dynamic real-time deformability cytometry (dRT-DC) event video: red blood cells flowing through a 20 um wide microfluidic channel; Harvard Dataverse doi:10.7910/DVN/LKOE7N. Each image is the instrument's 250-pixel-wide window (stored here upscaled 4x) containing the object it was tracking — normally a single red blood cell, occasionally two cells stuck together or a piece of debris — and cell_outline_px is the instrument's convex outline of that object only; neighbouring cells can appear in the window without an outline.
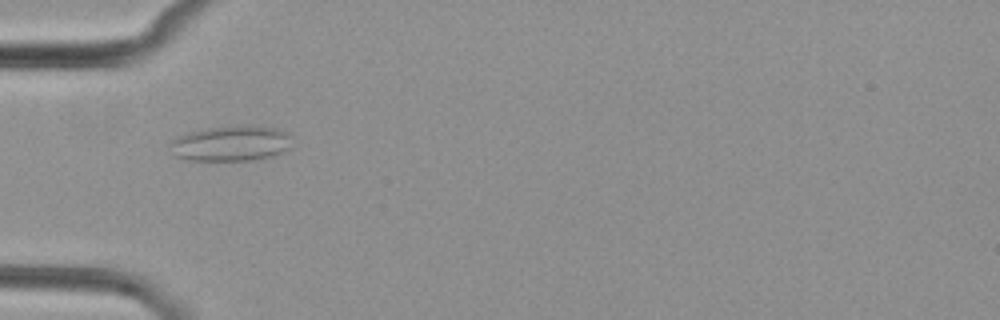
{"species": "common noctule bat (a hibernating species)", "species_latin": "Nyctalus noctula", "temperature_condition": "cold", "stored_images_in_passage": 9, "camera_frame_rate_fps": 3000, "um_per_image_px": 0.085, "animal": {"sex": "female", "body_mass_g": 29.2, "forearm_length_mm": 56.3}, "frame": {"image": 1, "passage_image": 4, "time_ms": 4.667, "image_size_px": [1000, 320], "cell_outline_px": [[292, 136], [288, 148], [272, 156], [252, 160], [188, 160], [176, 156], [172, 144], [172, 140], [176, 136], [184, 132], [208, 128], [252, 124], [276, 128], [288, 132]], "centroid_in_image_um": [19.66, 12.16], "position_along_channel_um": 65.3, "area_um2": 25.2}}
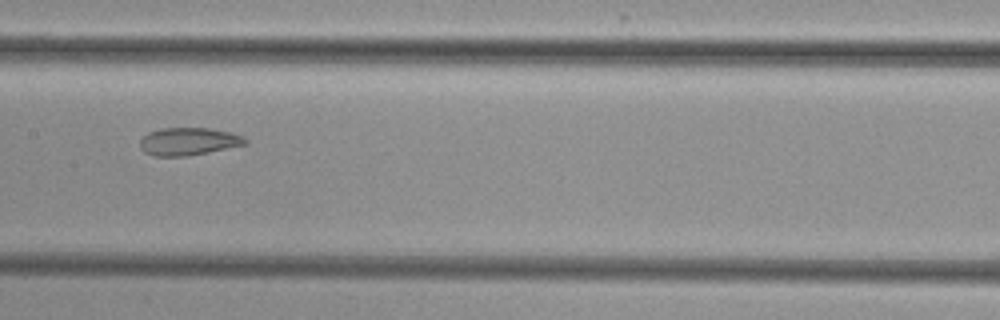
{"frame": {"image": 2, "passage_image": 7, "time_ms": 8.0, "image_size_px": [1000, 320], "cell_outline_px": [[248, 144], [188, 156], [152, 156], [144, 152], [140, 148], [140, 140], [148, 132], [160, 128], [208, 128], [228, 132], [244, 136], [248, 140]], "centroid_in_image_um": [16.01, 12.03], "position_along_channel_um": 191.4, "area_um2": 17.05}}
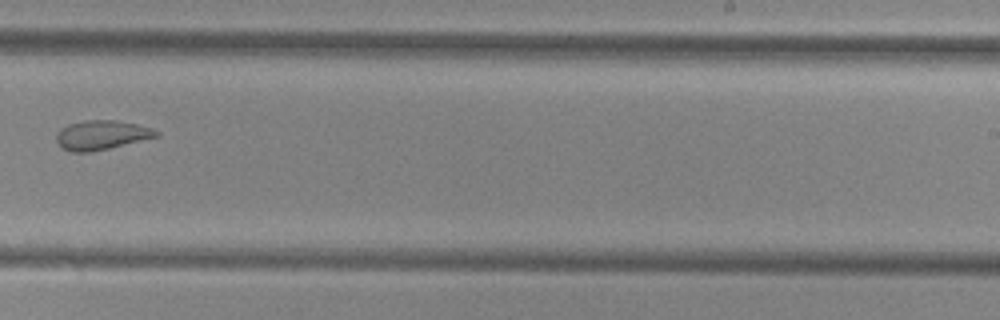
{"frame": {"image": 3, "passage_image": 9, "time_ms": 10.333, "image_size_px": [1000, 320], "cell_outline_px": [[160, 136], [92, 152], [72, 152], [64, 148], [56, 140], [56, 136], [68, 124], [84, 120], [116, 120], [136, 124], [152, 128], [160, 132]], "centroid_in_image_um": [8.68, 11.47], "position_along_channel_um": 280.3, "area_um2": 16.88}}